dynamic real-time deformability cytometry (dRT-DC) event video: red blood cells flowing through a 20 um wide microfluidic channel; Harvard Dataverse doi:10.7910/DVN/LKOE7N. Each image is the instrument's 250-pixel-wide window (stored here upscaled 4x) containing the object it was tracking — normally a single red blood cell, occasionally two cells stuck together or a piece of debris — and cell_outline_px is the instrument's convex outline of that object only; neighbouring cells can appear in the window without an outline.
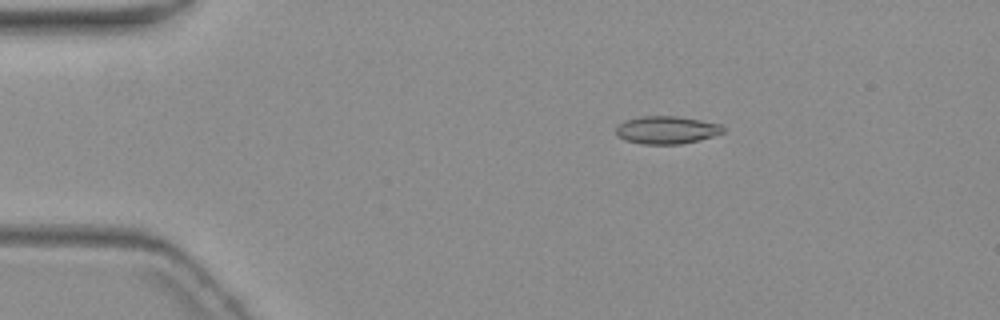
{"species": "common noctule bat (a hibernating species)", "species_latin": "Nyctalus noctula", "temperature_condition": "warm", "stored_images_in_passage": 3, "camera_frame_rate_fps": 3000, "um_per_image_px": 0.085, "animal": {"sex": "female", "body_mass_g": 19.3, "forearm_length_mm": 54.1}, "frame": {"image": 1, "passage_image": 2, "time_ms": 2.0, "image_size_px": [1000, 320], "cell_outline_px": [[724, 132], [712, 136], [680, 144], [644, 144], [624, 140], [616, 136], [616, 124], [624, 120], [640, 116], [676, 116], [700, 120], [720, 124], [724, 128]], "centroid_in_image_um": [56.59, 11.04], "position_along_channel_um": 28.4, "area_um2": 17.34}}